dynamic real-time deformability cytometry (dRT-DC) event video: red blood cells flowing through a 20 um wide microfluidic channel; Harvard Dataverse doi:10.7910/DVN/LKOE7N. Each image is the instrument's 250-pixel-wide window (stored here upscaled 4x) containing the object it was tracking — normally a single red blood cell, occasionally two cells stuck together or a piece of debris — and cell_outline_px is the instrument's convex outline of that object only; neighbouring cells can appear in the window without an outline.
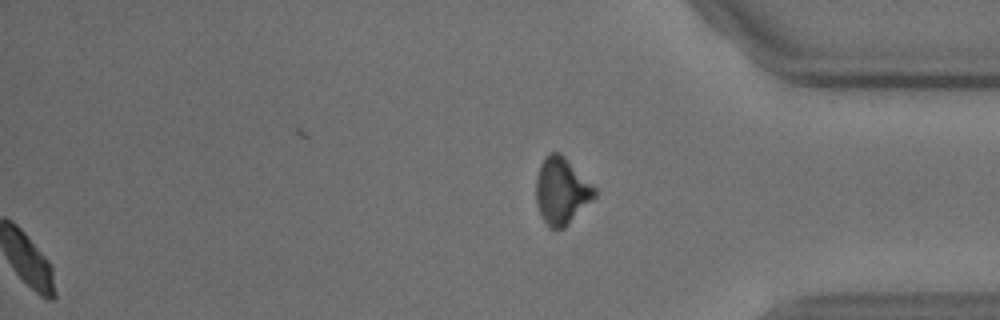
{"species": "common noctule bat (a hibernating species)", "species_latin": "Nyctalus noctula", "temperature_condition": "cold", "stored_images_in_passage": 44, "camera_frame_rate_fps": 3000, "um_per_image_px": 0.085, "animal": {"sex": "male", "body_mass_g": 18.8}, "frame": {"image": 1, "passage_image": 44, "time_ms": 14.333, "image_size_px": [1000, 320], "cell_outline_px": [[596, 196], [564, 228], [548, 228], [536, 204], [536, 176], [540, 164], [544, 156], [552, 152], [560, 152], [596, 188]], "centroid_in_image_um": [47.71, 16.21], "position_along_channel_um": 387.5, "area_um2": 22.66}, "authors_computed_cell_mechanics": {"area_um2": 19.4786, "velocity_mm_per_s": 3.6729, "shape_relaxation_time_tau1_ms": 2.1907, "shape_relaxation_time_tau2_ms": null, "deformation_change_tau1": 0.0822, "deformation_change_tau2": null}}